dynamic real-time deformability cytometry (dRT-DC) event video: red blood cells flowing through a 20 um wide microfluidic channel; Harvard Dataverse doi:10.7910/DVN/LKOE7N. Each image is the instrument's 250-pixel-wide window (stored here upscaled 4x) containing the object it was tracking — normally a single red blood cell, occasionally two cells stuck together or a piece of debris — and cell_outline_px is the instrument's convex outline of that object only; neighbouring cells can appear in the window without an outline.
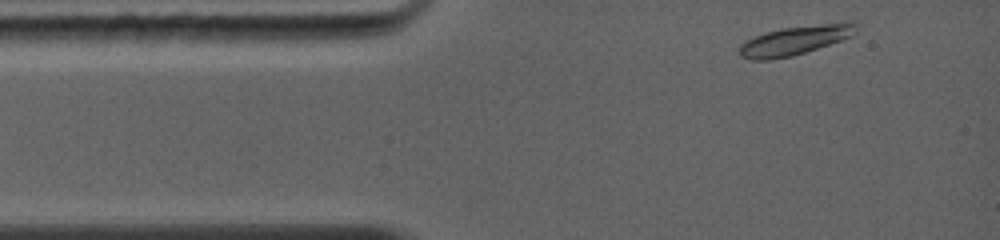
{"species": "common noctule bat (a hibernating species)", "species_latin": "Nyctalus noctula", "temperature_condition": "warm", "stored_images_in_passage": 3, "camera_frame_rate_fps": 5000, "um_per_image_px": 0.085, "animal": {"sex": "female", "body_mass_g": 19.0, "forearm_length_mm": 56.7}, "frame": {"image": 1, "passage_image": 1, "time_ms": 0.0, "image_size_px": [1000, 240], "cell_outline_px": [[856, 24], [852, 36], [792, 56], [768, 60], [752, 60], [740, 56], [740, 44], [744, 40], [768, 32], [784, 28], [852, 20]], "centroid_in_image_um": [67.56, 3.42], "position_along_channel_um": 17.4, "area_um2": 19.48}}